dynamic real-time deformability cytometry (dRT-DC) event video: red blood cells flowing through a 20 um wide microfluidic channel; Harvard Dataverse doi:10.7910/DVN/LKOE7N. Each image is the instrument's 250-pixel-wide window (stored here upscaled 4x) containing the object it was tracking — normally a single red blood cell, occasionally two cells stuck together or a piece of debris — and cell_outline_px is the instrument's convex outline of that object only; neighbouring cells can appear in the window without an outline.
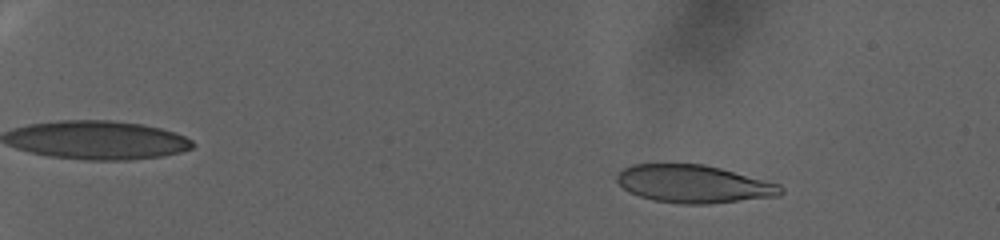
{"species": "human", "species_latin": "Homo sapiens", "temperature_condition": "warm", "stored_images_in_passage": 97, "camera_frame_rate_fps": 3000, "um_per_image_px": 0.085, "donor": {"sex": "female"}, "frame": {"image": 1, "passage_image": 16, "time_ms": 5.0, "image_size_px": [1000, 240], "cell_outline_px": [[784, 192], [780, 196], [708, 204], [680, 204], [652, 200], [628, 192], [616, 180], [616, 176], [624, 168], [632, 164], [704, 164], [720, 168], [780, 184], [784, 188]], "centroid_in_image_um": [58.98, 15.64], "position_along_channel_um": 26.0, "area_um2": 36.18}}
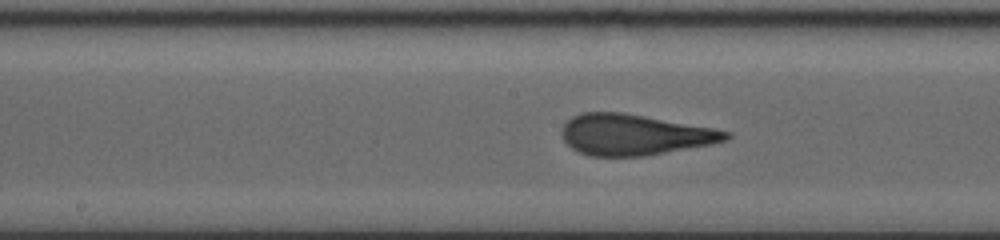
{"frame": {"image": 2, "passage_image": 58, "time_ms": 19.0, "image_size_px": [1000, 240], "cell_outline_px": [[732, 136], [728, 140], [712, 144], [644, 156], [588, 156], [576, 152], [564, 140], [560, 132], [560, 128], [572, 116], [580, 112], [624, 112], [712, 128], [732, 132]], "centroid_in_image_um": [53.89, 11.45], "position_along_channel_um": 194.3, "area_um2": 39.3}}
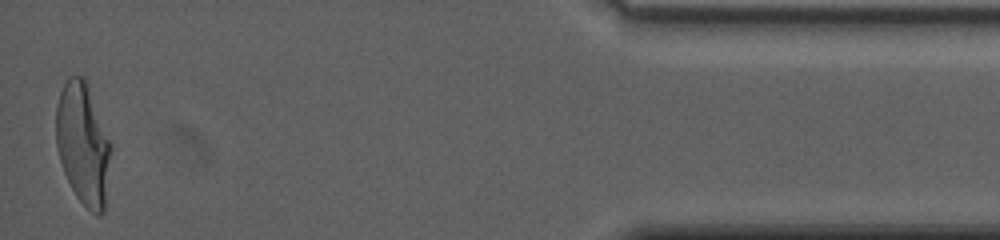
{"frame": {"image": 3, "passage_image": 96, "time_ms": 31.667, "image_size_px": [1000, 240], "cell_outline_px": [[112, 148], [104, 212], [100, 216], [96, 216], [76, 196], [64, 172], [56, 148], [56, 104], [60, 92], [68, 76], [84, 76], [112, 144]], "centroid_in_image_um": [7.07, 12.23], "position_along_channel_um": 428.1, "area_um2": 39.07}}